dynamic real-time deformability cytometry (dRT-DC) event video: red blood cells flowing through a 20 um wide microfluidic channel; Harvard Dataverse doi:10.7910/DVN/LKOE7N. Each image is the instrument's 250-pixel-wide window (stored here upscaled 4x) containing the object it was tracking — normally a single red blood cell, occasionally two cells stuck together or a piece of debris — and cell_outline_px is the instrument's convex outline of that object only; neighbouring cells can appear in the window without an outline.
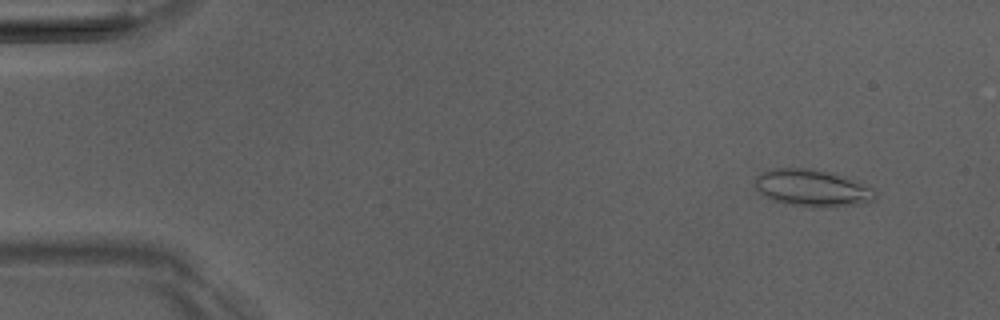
{"species": "Egyptian fruit bat (a non-hibernating species)", "species_latin": "Rousettus aegyptiacus", "temperature_condition": "room temperature", "stored_images_in_passage": 4, "camera_frame_rate_fps": 3000, "um_per_image_px": 0.085, "animal": {"sex": "male"}, "frame": {"image": 1, "passage_image": 2, "time_ms": 1.0, "image_size_px": [1000, 320], "cell_outline_px": [[876, 196], [872, 200], [860, 204], [812, 208], [792, 204], [776, 200], [764, 196], [756, 188], [756, 176], [768, 168], [812, 168], [872, 188], [876, 192]], "centroid_in_image_um": [68.97, 15.99], "position_along_channel_um": 16.0, "area_um2": 25.09}}